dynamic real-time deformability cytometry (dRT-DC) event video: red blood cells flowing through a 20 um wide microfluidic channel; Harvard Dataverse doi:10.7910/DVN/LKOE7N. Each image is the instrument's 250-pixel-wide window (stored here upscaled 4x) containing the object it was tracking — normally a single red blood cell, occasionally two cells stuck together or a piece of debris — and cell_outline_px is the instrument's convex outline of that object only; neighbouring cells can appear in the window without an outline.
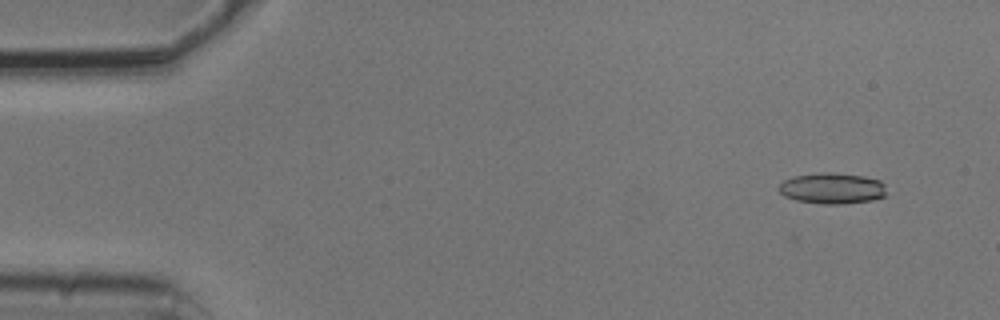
{"species": "common noctule bat (a hibernating species)", "species_latin": "Nyctalus noctula", "temperature_condition": "cold", "stored_images_in_passage": 4, "camera_frame_rate_fps": 3000, "um_per_image_px": 0.085, "animal": {"sex": "male", "body_mass_g": 20.5, "forearm_length_mm": 52.5}, "frame": {"image": 1, "passage_image": 2, "time_ms": 0.333, "image_size_px": [1000, 320], "cell_outline_px": [[884, 196], [872, 200], [844, 204], [824, 204], [796, 200], [784, 196], [776, 188], [784, 180], [796, 176], [820, 172], [828, 172], [864, 176], [880, 180], [884, 184]], "centroid_in_image_um": [70.71, 16.01], "position_along_channel_um": 14.3, "area_um2": 19.36}}